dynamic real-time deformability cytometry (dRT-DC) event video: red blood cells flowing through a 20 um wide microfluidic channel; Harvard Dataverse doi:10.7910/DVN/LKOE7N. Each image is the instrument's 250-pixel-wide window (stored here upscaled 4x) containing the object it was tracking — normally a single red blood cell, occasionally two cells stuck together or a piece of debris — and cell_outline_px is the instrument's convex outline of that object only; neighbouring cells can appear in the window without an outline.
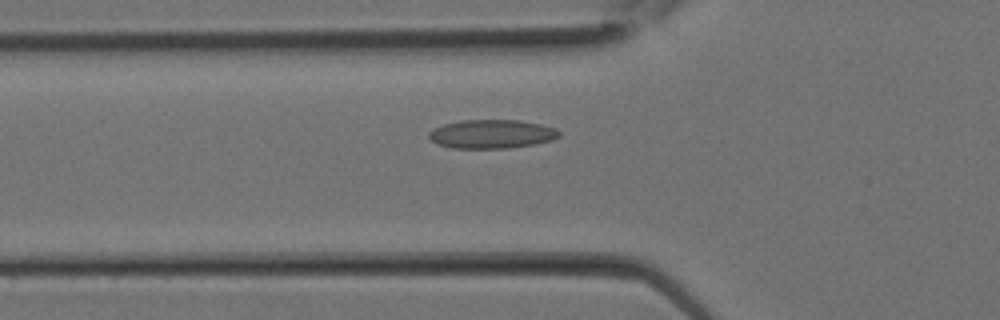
{"species": "Egyptian fruit bat (a non-hibernating species)", "species_latin": "Rousettus aegyptiacus", "temperature_condition": "room temperature", "stored_images_in_passage": 17, "camera_frame_rate_fps": 3000, "um_per_image_px": 0.085, "animal": {"sex": "female"}, "frame": {"image": 1, "passage_image": 10, "time_ms": 3.0, "image_size_px": [1000, 320], "cell_outline_px": [[560, 136], [552, 140], [532, 144], [508, 148], [452, 148], [436, 144], [428, 136], [428, 132], [432, 128], [444, 124], [460, 120], [520, 120], [540, 124], [556, 128], [560, 132]], "centroid_in_image_um": [41.77, 11.38], "position_along_channel_um": 84.0, "area_um2": 21.91}}
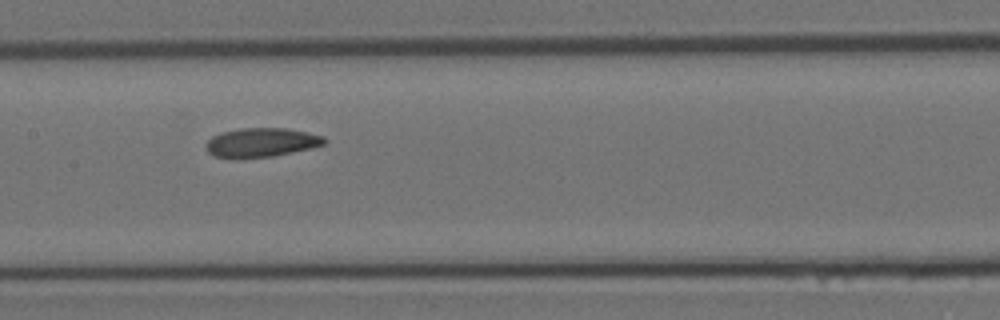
{"frame": {"image": 2, "passage_image": 14, "time_ms": 4.333, "image_size_px": [1000, 320], "cell_outline_px": [[328, 140], [324, 144], [292, 152], [272, 156], [236, 160], [216, 156], [208, 152], [204, 144], [212, 136], [220, 132], [240, 128], [288, 128], [308, 132], [324, 136]], "centroid_in_image_um": [22.17, 12.12], "position_along_channel_um": 185.2, "area_um2": 20.4}}
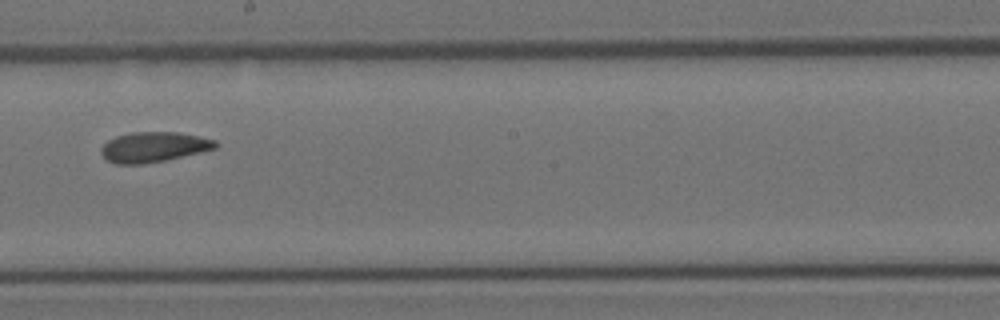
{"frame": {"image": 3, "passage_image": 16, "time_ms": 5.0, "image_size_px": [1000, 320], "cell_outline_px": [[220, 144], [216, 148], [200, 152], [164, 160], [144, 164], [116, 164], [108, 160], [100, 152], [100, 148], [108, 140], [116, 136], [132, 132], [176, 132], [200, 136], [216, 140]], "centroid_in_image_um": [13.07, 12.49], "position_along_channel_um": 235.1, "area_um2": 20.06}}